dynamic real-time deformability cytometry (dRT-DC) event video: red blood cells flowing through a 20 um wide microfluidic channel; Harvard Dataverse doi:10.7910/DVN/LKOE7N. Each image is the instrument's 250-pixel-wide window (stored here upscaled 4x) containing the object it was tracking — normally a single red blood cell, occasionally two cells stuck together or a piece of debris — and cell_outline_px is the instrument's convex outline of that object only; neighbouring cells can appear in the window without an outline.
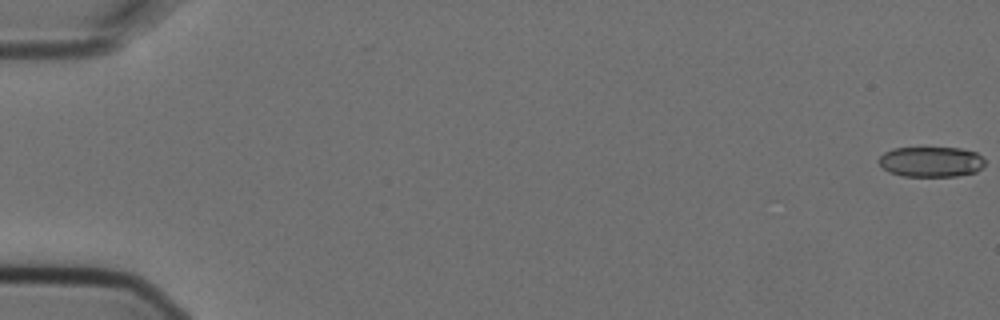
{"species": "Egyptian fruit bat (a non-hibernating species)", "species_latin": "Rousettus aegyptiacus", "temperature_condition": "cold", "stored_images_in_passage": 6, "camera_frame_rate_fps": 3000, "um_per_image_px": 0.085, "animal": {"sex": "female"}, "frame": {"image": 1, "passage_image": 1, "time_ms": 0.0, "image_size_px": [1000, 320], "cell_outline_px": [[984, 164], [976, 172], [956, 176], [900, 176], [888, 172], [876, 160], [884, 152], [892, 148], [960, 148], [976, 152], [984, 160]], "centroid_in_image_um": [79.1, 13.75], "position_along_channel_um": 5.9, "area_um2": 18.79}}
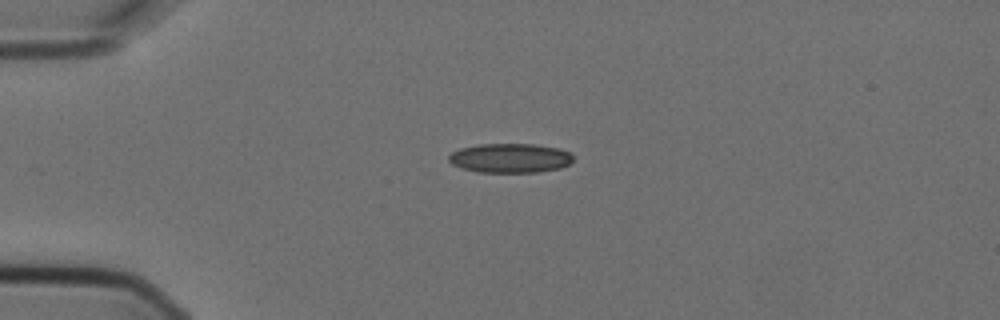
{"frame": {"image": 2, "passage_image": 5, "time_ms": 1.333, "image_size_px": [1000, 320], "cell_outline_px": [[572, 160], [568, 164], [560, 168], [536, 172], [476, 172], [460, 168], [452, 164], [448, 160], [448, 156], [452, 152], [460, 148], [480, 144], [536, 144], [560, 148], [568, 152], [572, 156]], "centroid_in_image_um": [43.32, 13.43], "position_along_channel_um": 41.7, "area_um2": 21.33}}